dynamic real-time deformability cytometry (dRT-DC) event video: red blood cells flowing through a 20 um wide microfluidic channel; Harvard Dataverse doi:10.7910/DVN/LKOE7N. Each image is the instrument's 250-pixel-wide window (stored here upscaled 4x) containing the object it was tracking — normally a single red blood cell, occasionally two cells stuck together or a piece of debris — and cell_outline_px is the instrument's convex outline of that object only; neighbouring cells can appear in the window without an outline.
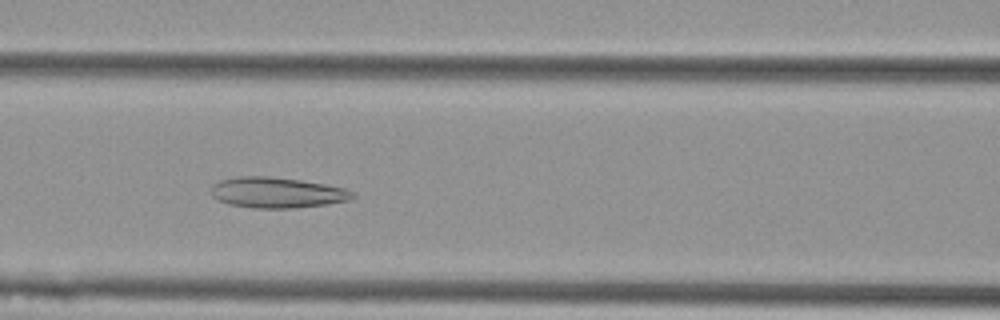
{"species": "Egyptian fruit bat (a non-hibernating species)", "species_latin": "Rousettus aegyptiacus", "temperature_condition": "cold", "stored_images_in_passage": 51, "camera_frame_rate_fps": 3000, "um_per_image_px": 0.085, "animal": {"sex": "female"}, "frame": {"image": 1, "passage_image": 21, "time_ms": 6.667, "image_size_px": [1000, 320], "cell_outline_px": [[356, 196], [352, 200], [328, 204], [292, 208], [252, 208], [228, 204], [212, 196], [212, 188], [220, 180], [240, 176], [268, 176], [300, 180], [324, 184], [344, 188], [352, 192]], "centroid_in_image_um": [23.58, 16.38], "position_along_channel_um": 143.0, "area_um2": 25.14}}
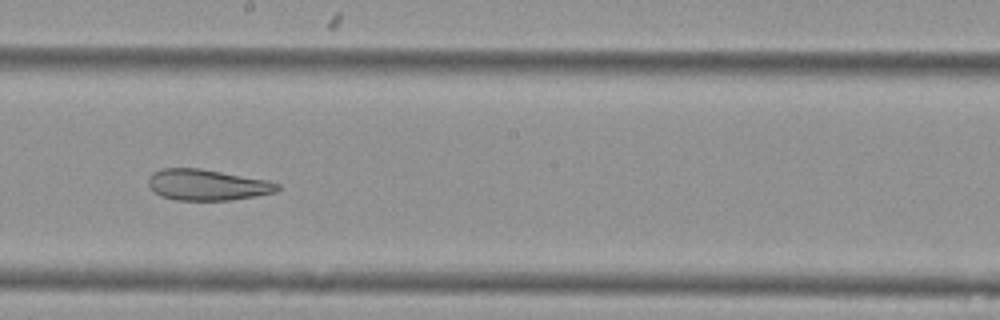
{"frame": {"image": 2, "passage_image": 28, "time_ms": 9.0, "image_size_px": [1000, 320], "cell_outline_px": [[280, 188], [276, 192], [256, 196], [232, 200], [176, 200], [160, 196], [148, 184], [148, 180], [152, 172], [160, 168], [200, 168], [268, 180], [280, 184]], "centroid_in_image_um": [17.62, 15.71], "position_along_channel_um": 230.6, "area_um2": 23.41}}
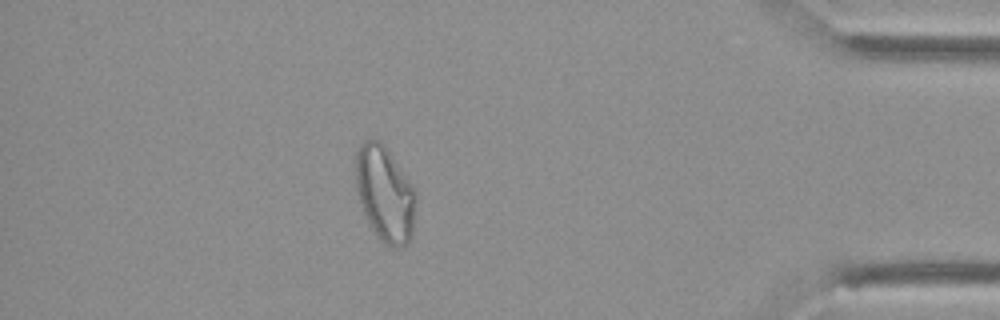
{"frame": {"image": 3, "passage_image": 45, "time_ms": 14.667, "image_size_px": [1000, 320], "cell_outline_px": [[416, 212], [412, 236], [408, 244], [400, 248], [392, 248], [384, 244], [376, 236], [368, 224], [360, 204], [356, 184], [356, 152], [360, 144], [364, 140], [380, 140], [384, 144], [416, 188]], "centroid_in_image_um": [32.75, 16.52], "position_along_channel_um": 402.5, "area_um2": 34.28}}